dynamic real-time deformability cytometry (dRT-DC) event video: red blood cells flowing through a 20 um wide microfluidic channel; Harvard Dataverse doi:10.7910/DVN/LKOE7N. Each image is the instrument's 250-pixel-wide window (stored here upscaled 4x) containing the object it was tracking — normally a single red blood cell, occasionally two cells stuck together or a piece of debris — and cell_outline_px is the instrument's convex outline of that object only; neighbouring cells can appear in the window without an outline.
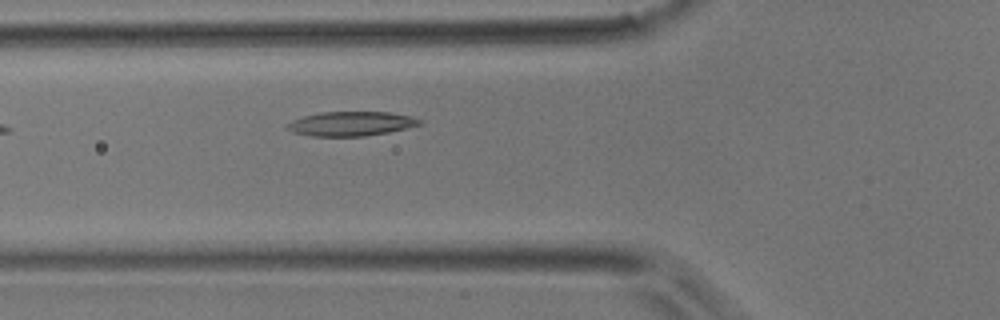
{"species": "common noctule bat (a hibernating species)", "species_latin": "Nyctalus noctula", "temperature_condition": "room temperature", "stored_images_in_passage": 5, "camera_frame_rate_fps": 3000, "um_per_image_px": 0.085, "animal": {"sex": "male", "body_mass_g": 17.9}, "frame": {"image": 1, "passage_image": 5, "time_ms": 1.333, "image_size_px": [1000, 320], "cell_outline_px": [[424, 124], [408, 128], [388, 132], [364, 136], [312, 136], [292, 132], [284, 128], [292, 120], [304, 116], [320, 112], [392, 112], [412, 116], [420, 120]], "centroid_in_image_um": [29.86, 10.51], "position_along_channel_um": 95.9, "area_um2": 18.9}}